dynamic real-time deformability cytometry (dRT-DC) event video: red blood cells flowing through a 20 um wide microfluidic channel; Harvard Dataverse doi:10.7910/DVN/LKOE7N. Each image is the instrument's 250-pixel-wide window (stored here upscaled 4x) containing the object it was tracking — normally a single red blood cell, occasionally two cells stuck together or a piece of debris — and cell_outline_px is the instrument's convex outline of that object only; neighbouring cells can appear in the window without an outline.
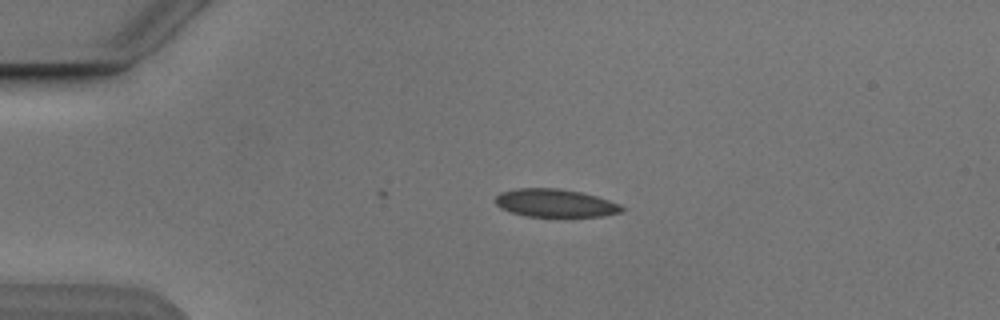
{"species": "Egyptian fruit bat (a non-hibernating species)", "species_latin": "Rousettus aegyptiacus", "temperature_condition": "cold", "stored_images_in_passage": 2, "camera_frame_rate_fps": 3000, "um_per_image_px": 0.085, "animal": {"sex": "male"}, "frame": {"image": 1, "passage_image": 1, "time_ms": 0.0, "image_size_px": [1000, 320], "cell_outline_px": [[624, 208], [620, 212], [604, 216], [524, 216], [500, 208], [492, 200], [500, 192], [520, 188], [556, 188], [580, 192], [596, 196], [620, 204]], "centroid_in_image_um": [47.14, 17.26], "position_along_channel_um": 37.9, "area_um2": 20.52}}